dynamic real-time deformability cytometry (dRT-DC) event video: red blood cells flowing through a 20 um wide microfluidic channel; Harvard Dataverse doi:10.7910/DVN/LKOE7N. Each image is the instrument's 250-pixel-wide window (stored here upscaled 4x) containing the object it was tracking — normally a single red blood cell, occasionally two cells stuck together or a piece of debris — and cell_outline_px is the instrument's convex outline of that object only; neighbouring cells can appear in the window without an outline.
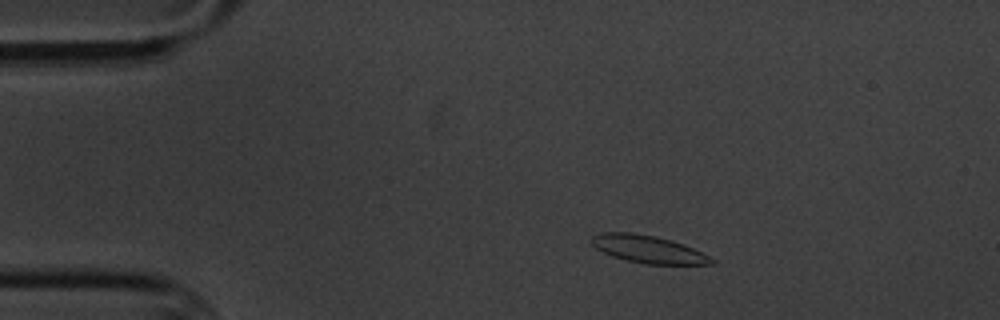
{"species": "common noctule bat (a hibernating species)", "species_latin": "Nyctalus noctula", "temperature_condition": "cold", "stored_images_in_passage": 2, "camera_frame_rate_fps": 3000, "um_per_image_px": 0.085, "animal": {"sex": "male", "body_mass_g": 20.1, "forearm_length_mm": 53.5}, "frame": {"image": 1, "passage_image": 1, "time_ms": 0.0, "image_size_px": [1000, 320], "cell_outline_px": [[716, 264], [644, 264], [612, 256], [596, 248], [592, 244], [592, 236], [600, 232], [632, 232], [656, 236], [672, 240], [684, 244], [716, 260]], "centroid_in_image_um": [55.1, 21.17], "position_along_channel_um": 29.9, "area_um2": 19.19}}